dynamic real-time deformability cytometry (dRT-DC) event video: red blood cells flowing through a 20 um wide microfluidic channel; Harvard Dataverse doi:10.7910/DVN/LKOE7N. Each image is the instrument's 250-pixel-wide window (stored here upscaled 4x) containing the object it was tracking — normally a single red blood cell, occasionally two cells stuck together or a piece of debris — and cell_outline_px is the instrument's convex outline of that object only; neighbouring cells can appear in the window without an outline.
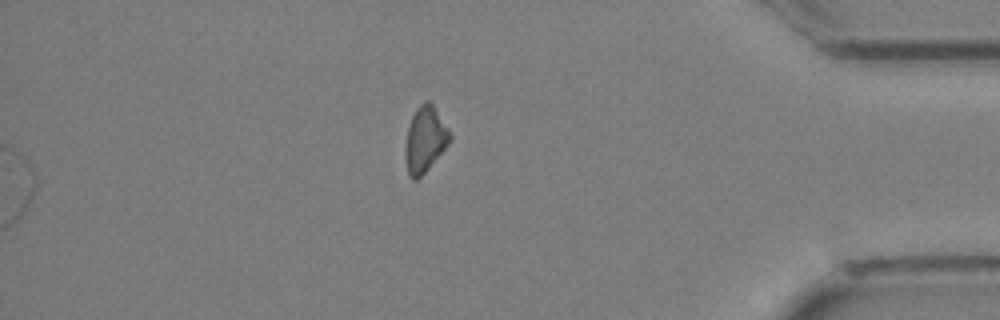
{"species": "Egyptian fruit bat (a non-hibernating species)", "species_latin": "Rousettus aegyptiacus", "temperature_condition": "cold", "stored_images_in_passage": 33, "segment_of_instrument_passage": [2, 2], "camera_frame_rate_fps": 3000, "um_per_image_px": 0.085, "animal": {"sex": "female"}, "frame": {"image": 1, "passage_image": 33, "time_ms": 10.667, "image_size_px": [1000, 320], "cell_outline_px": [[452, 140], [428, 168], [416, 180], [412, 180], [408, 176], [404, 156], [404, 152], [408, 128], [412, 116], [416, 108], [424, 100], [428, 100], [432, 104], [448, 128], [452, 136]], "centroid_in_image_um": [36.11, 11.86], "position_along_channel_um": 399.1, "area_um2": 17.05}}